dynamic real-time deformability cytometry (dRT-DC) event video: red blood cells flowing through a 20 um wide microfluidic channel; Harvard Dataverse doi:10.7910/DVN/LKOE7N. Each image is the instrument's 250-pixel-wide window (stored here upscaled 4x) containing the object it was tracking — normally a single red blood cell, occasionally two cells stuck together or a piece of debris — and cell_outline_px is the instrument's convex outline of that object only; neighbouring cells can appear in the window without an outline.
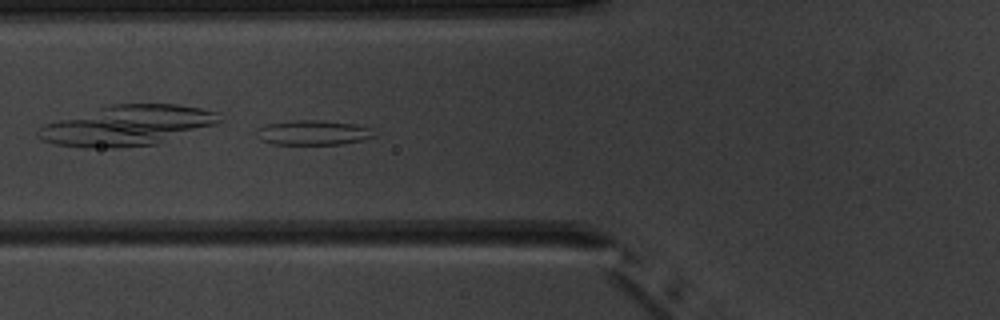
{"species": "common noctule bat (a hibernating species)", "species_latin": "Nyctalus noctula", "temperature_condition": "warm", "stored_images_in_passage": 5, "camera_frame_rate_fps": 3000, "um_per_image_px": 0.085, "animal": {"sex": "male", "body_mass_g": 20.1, "forearm_length_mm": 53.5}, "frame": {"image": 1, "passage_image": 5, "time_ms": 5.0, "image_size_px": [1000, 320], "cell_outline_px": [[376, 136], [364, 140], [340, 144], [272, 144], [260, 140], [256, 132], [256, 128], [264, 124], [288, 120], [324, 120], [356, 124], [372, 128]], "centroid_in_image_um": [26.6, 11.26], "position_along_channel_um": 99.2, "area_um2": 17.34}}